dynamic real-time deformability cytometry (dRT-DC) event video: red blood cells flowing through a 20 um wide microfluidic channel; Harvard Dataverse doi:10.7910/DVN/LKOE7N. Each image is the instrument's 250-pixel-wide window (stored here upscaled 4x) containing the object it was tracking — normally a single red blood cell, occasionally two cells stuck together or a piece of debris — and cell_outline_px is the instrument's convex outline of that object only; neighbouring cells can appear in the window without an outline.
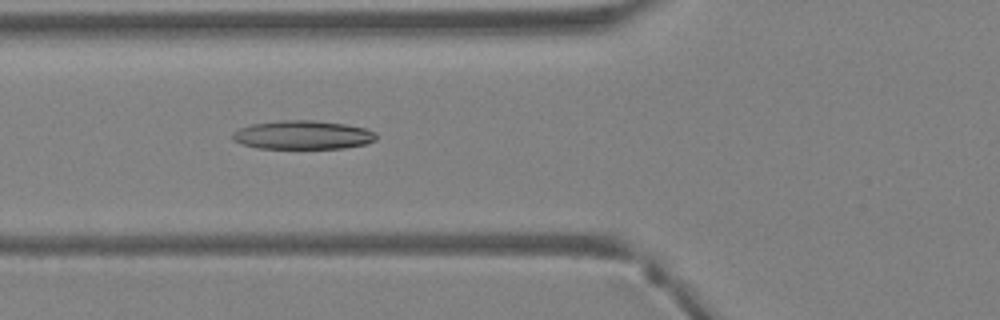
{"species": "Egyptian fruit bat (a non-hibernating species)", "species_latin": "Rousettus aegyptiacus", "temperature_condition": "warm", "stored_images_in_passage": 41, "camera_frame_rate_fps": 3000, "um_per_image_px": 0.085, "animal": {"sex": "female"}, "frame": {"image": 1, "passage_image": 16, "time_ms": 5.0, "image_size_px": [1000, 320], "cell_outline_px": [[376, 140], [364, 144], [344, 148], [256, 148], [232, 140], [232, 132], [240, 128], [252, 124], [280, 120], [316, 120], [344, 124], [368, 128], [376, 132]], "centroid_in_image_um": [25.75, 11.46], "position_along_channel_um": 100.1, "area_um2": 24.1}}
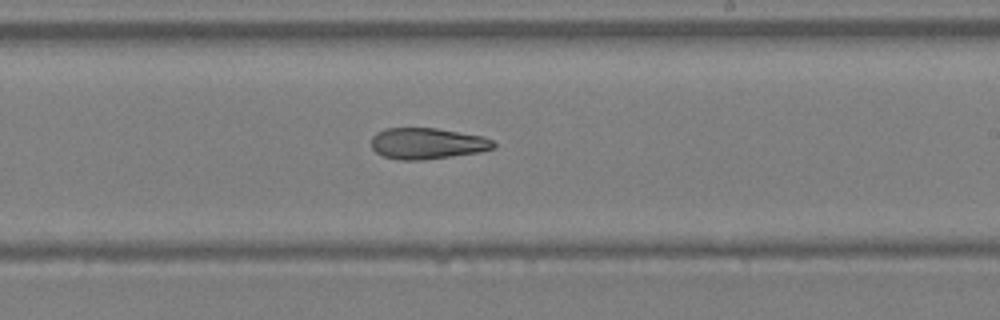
{"frame": {"image": 2, "passage_image": 25, "time_ms": 8.0, "image_size_px": [1000, 320], "cell_outline_px": [[496, 148], [480, 152], [452, 156], [420, 160], [400, 160], [384, 156], [376, 152], [372, 148], [372, 136], [376, 132], [384, 128], [436, 128], [484, 136], [492, 140], [496, 144]], "centroid_in_image_um": [36.33, 12.19], "position_along_channel_um": 252.7, "area_um2": 22.31}}
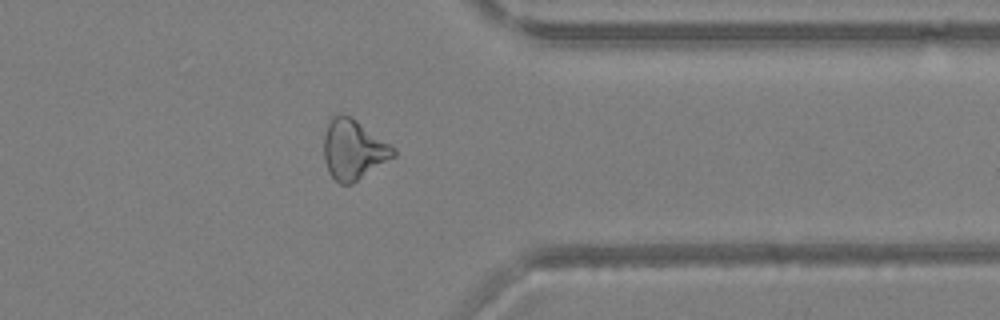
{"frame": {"image": 3, "passage_image": 33, "time_ms": 10.667, "image_size_px": [1000, 320], "cell_outline_px": [[396, 156], [352, 184], [340, 184], [328, 172], [324, 160], [324, 136], [328, 124], [332, 116], [352, 116], [396, 148]], "centroid_in_image_um": [30.06, 12.73], "position_along_channel_um": 381.3, "area_um2": 24.28}}